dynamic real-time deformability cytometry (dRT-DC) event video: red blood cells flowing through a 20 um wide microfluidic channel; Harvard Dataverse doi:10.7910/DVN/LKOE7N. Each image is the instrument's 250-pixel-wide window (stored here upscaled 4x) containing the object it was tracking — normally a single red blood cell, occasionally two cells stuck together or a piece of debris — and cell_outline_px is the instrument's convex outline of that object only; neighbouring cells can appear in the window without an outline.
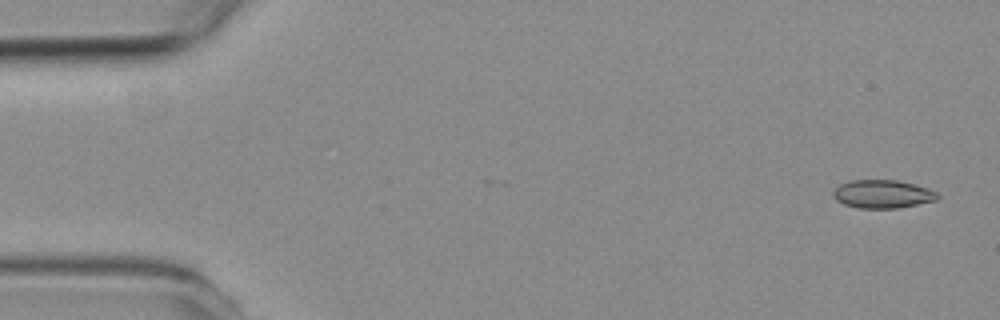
{"species": "common noctule bat (a hibernating species)", "species_latin": "Nyctalus noctula", "temperature_condition": "room temperature", "stored_images_in_passage": 2, "camera_frame_rate_fps": 3000, "um_per_image_px": 0.085, "animal": {"sex": "female", "body_mass_g": 19.3, "forearm_length_mm": 54.1}, "frame": {"image": 1, "passage_image": 2, "time_ms": 2.0, "image_size_px": [1000, 320], "cell_outline_px": [[940, 196], [936, 200], [896, 208], [860, 208], [844, 204], [836, 200], [832, 192], [840, 184], [848, 180], [896, 180], [928, 188], [936, 192]], "centroid_in_image_um": [74.99, 16.49], "position_along_channel_um": 10.0, "area_um2": 16.99}}